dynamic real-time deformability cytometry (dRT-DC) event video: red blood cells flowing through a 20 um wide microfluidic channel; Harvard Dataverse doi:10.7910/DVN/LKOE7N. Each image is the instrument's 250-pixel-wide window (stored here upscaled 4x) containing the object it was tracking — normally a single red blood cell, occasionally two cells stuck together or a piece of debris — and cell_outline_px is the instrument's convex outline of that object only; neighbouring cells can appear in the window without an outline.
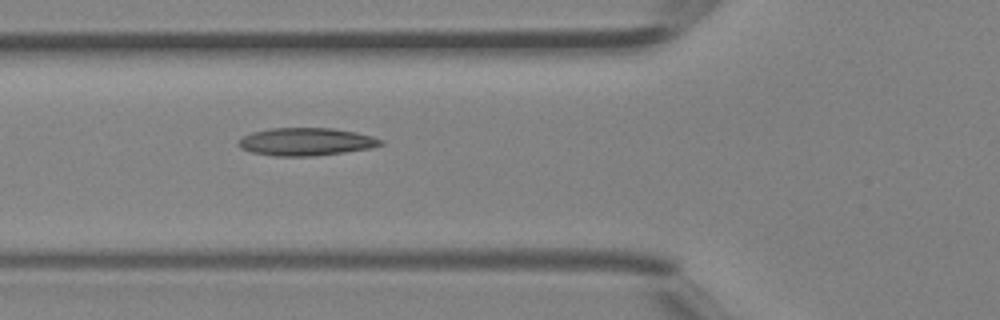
{"species": "Egyptian fruit bat (a non-hibernating species)", "species_latin": "Rousettus aegyptiacus", "temperature_condition": "room temperature", "stored_images_in_passage": 29, "camera_frame_rate_fps": 3000, "um_per_image_px": 0.085, "animal": {"sex": "female"}, "frame": {"image": 1, "passage_image": 3, "time_ms": 0.667, "image_size_px": [1000, 320], "cell_outline_px": [[384, 144], [372, 148], [344, 152], [312, 156], [276, 156], [252, 152], [240, 148], [240, 140], [244, 136], [252, 132], [268, 128], [332, 128], [356, 132], [372, 136], [384, 140]], "centroid_in_image_um": [26.06, 12.04], "position_along_channel_um": 99.7, "area_um2": 22.95}}
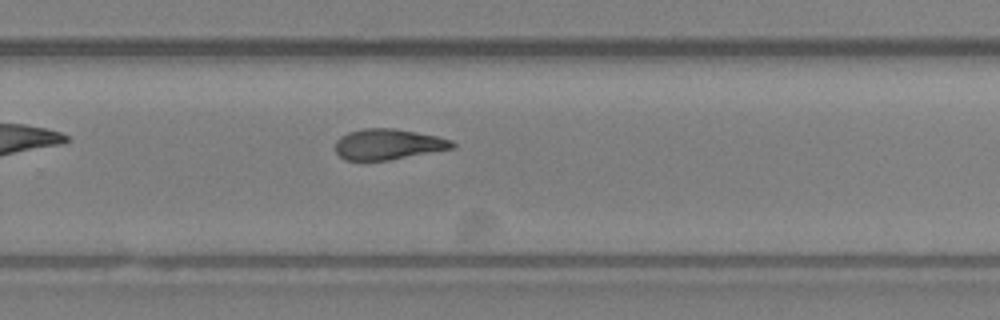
{"frame": {"image": 2, "passage_image": 15, "time_ms": 4.667, "image_size_px": [1000, 320], "cell_outline_px": [[456, 148], [388, 160], [344, 160], [336, 152], [336, 140], [340, 136], [348, 132], [364, 128], [396, 128], [436, 136], [452, 140], [456, 144]], "centroid_in_image_um": [33.0, 12.26], "position_along_channel_um": 296.8, "area_um2": 20.98}}
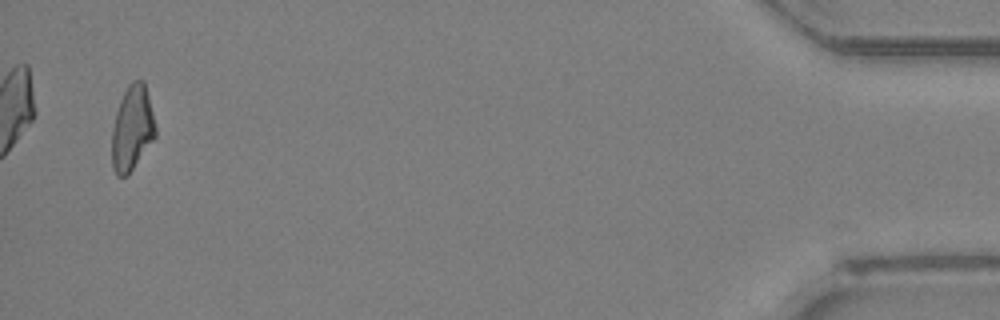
{"frame": {"image": 3, "passage_image": 28, "time_ms": 9.0, "image_size_px": [1000, 320], "cell_outline_px": [[156, 136], [132, 168], [124, 176], [116, 176], [112, 168], [112, 128], [116, 112], [120, 100], [128, 84], [132, 80], [144, 80], [156, 128]], "centroid_in_image_um": [11.22, 10.87], "position_along_channel_um": 424.0, "area_um2": 21.27}}